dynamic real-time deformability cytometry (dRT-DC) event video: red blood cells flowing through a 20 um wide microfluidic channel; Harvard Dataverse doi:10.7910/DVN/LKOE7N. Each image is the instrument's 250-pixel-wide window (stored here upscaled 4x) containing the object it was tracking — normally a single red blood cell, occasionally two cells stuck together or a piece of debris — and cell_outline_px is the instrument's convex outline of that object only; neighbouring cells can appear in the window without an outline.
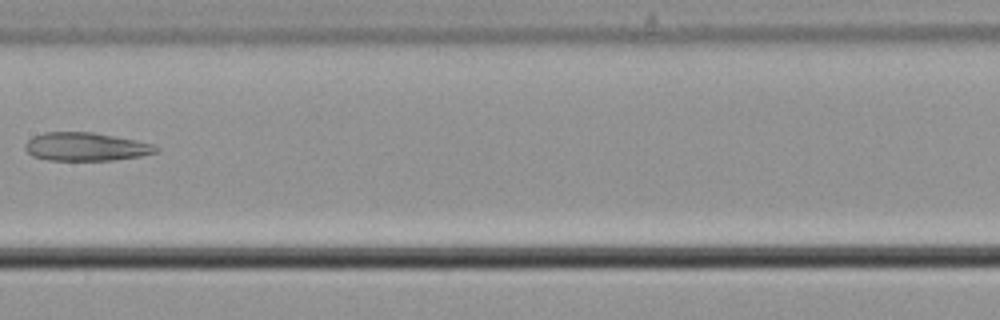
{"species": "common noctule bat (a hibernating species)", "species_latin": "Nyctalus noctula", "temperature_condition": "cold", "stored_images_in_passage": 5, "camera_frame_rate_fps": 3000, "um_per_image_px": 0.085, "animal": {"sex": "male", "body_mass_g": 21.5, "forearm_length_mm": 52.0}, "frame": {"image": 1, "passage_image": 4, "time_ms": 1.0, "image_size_px": [1000, 320], "cell_outline_px": [[160, 148], [156, 152], [140, 156], [112, 160], [48, 160], [32, 156], [24, 148], [24, 144], [32, 136], [44, 132], [92, 132], [136, 140], [152, 144]], "centroid_in_image_um": [7.26, 12.47], "position_along_channel_um": 200.1, "area_um2": 21.56}}
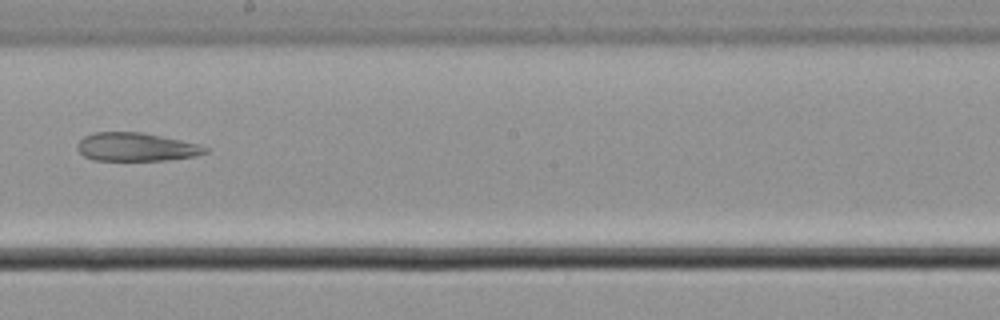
{"frame": {"image": 2, "passage_image": 5, "time_ms": 1.333, "image_size_px": [1000, 320], "cell_outline_px": [[208, 152], [196, 156], [164, 160], [92, 160], [84, 156], [80, 152], [76, 144], [84, 136], [92, 132], [144, 132], [200, 144], [208, 148]], "centroid_in_image_um": [11.58, 12.48], "position_along_channel_um": 236.6, "area_um2": 21.27}}